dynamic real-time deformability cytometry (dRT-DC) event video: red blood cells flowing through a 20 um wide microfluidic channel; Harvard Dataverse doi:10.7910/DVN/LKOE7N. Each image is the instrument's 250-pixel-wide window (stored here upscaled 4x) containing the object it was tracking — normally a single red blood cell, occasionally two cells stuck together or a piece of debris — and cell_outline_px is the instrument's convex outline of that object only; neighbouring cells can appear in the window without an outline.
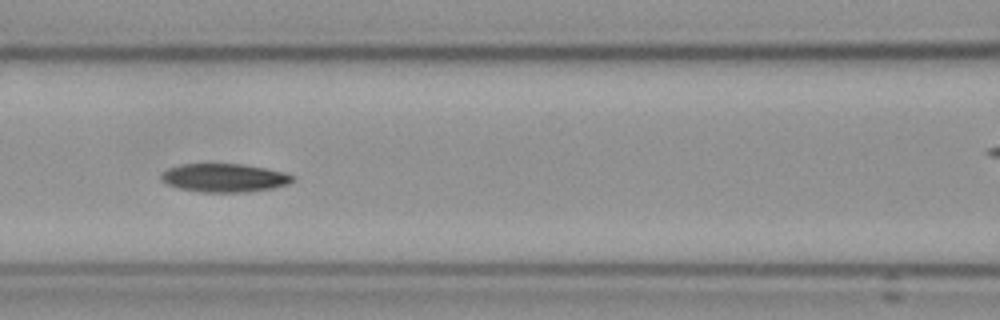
{"species": "Egyptian fruit bat (a non-hibernating species)", "species_latin": "Rousettus aegyptiacus", "temperature_condition": "cold", "stored_images_in_passage": 16, "camera_frame_rate_fps": 3000, "um_per_image_px": 0.085, "frame": {"image": 1, "passage_image": 7, "time_ms": 7.0, "image_size_px": [1000, 320], "cell_outline_px": [[296, 180], [288, 184], [272, 188], [244, 192], [200, 192], [180, 188], [168, 184], [160, 180], [160, 176], [168, 168], [180, 164], [244, 164], [284, 172], [292, 176]], "centroid_in_image_um": [19.06, 15.11], "position_along_channel_um": 147.5, "area_um2": 21.68}}